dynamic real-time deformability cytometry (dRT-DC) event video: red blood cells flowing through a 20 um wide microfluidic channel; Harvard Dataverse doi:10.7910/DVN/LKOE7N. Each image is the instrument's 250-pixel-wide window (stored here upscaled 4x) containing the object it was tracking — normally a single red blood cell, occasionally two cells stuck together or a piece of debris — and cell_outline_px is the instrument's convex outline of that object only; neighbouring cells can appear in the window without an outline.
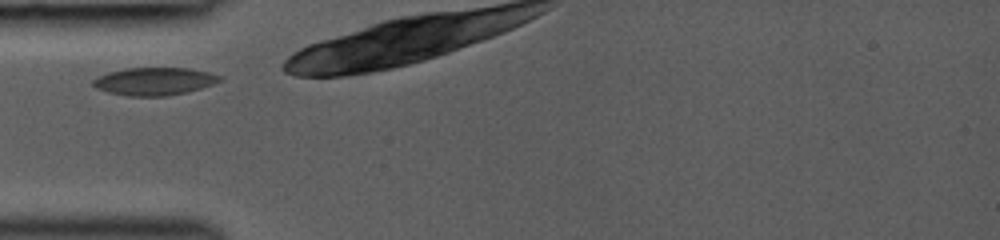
{"species": "common noctule bat (a hibernating species)", "species_latin": "Nyctalus noctula", "temperature_condition": "room temperature", "stored_images_in_passage": 10, "camera_frame_rate_fps": 3000, "um_per_image_px": 0.085, "animal": {"sex": "female", "body_mass_g": 19.0, "forearm_length_mm": 53.3}, "frame": {"image": 1, "passage_image": 1, "time_ms": 0.0, "image_size_px": [1000, 240], "cell_outline_px": [[224, 80], [200, 88], [184, 92], [164, 96], [128, 96], [108, 92], [96, 88], [92, 84], [92, 80], [96, 76], [108, 72], [124, 68], [188, 68], [208, 72], [224, 76]], "centroid_in_image_um": [13.1, 6.9], "position_along_channel_um": 71.9, "area_um2": 20.52}}
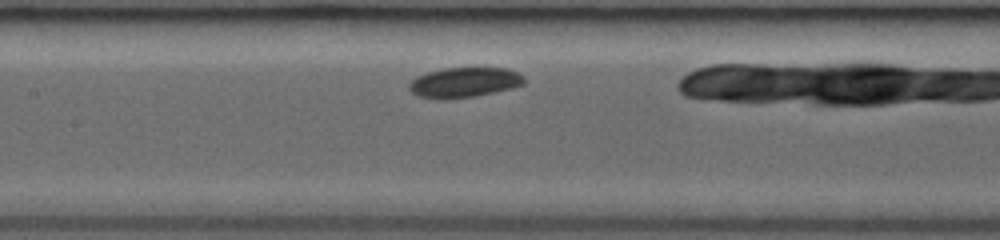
{"frame": {"image": 2, "passage_image": 7, "time_ms": 2.333, "image_size_px": [1000, 240], "cell_outline_px": [[524, 84], [512, 88], [472, 96], [440, 100], [416, 96], [408, 88], [408, 84], [416, 76], [428, 72], [444, 68], [508, 68], [524, 76]], "centroid_in_image_um": [39.42, 7.0], "position_along_channel_um": 168.0, "area_um2": 20.11}}
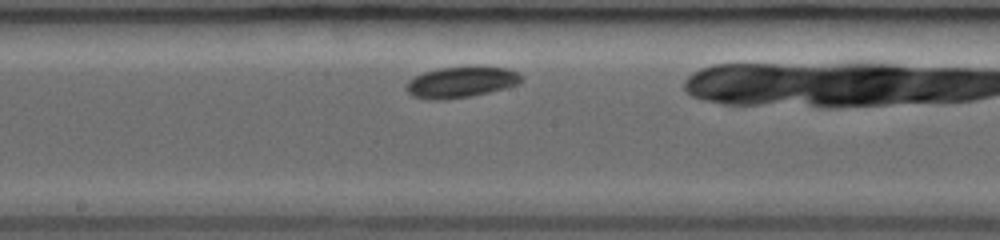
{"frame": {"image": 3, "passage_image": 9, "time_ms": 3.333, "image_size_px": [1000, 240], "cell_outline_px": [[524, 80], [520, 84], [472, 96], [444, 100], [432, 100], [412, 96], [404, 88], [404, 84], [408, 80], [424, 72], [440, 68], [476, 64], [480, 64], [508, 68], [520, 72], [524, 76]], "centroid_in_image_um": [39.25, 6.94], "position_along_channel_um": 208.9, "area_um2": 21.73}}